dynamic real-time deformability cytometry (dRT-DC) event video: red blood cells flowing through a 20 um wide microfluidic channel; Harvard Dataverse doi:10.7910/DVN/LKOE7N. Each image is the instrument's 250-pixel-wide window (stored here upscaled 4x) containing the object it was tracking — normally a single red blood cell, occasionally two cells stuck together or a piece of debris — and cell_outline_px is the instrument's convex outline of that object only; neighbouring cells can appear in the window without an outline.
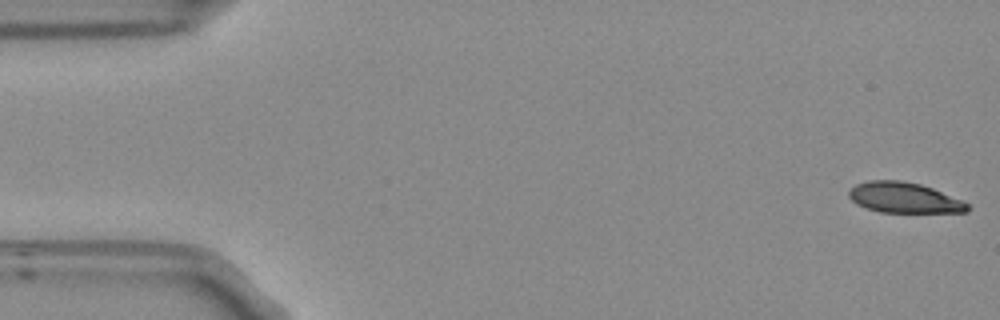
{"species": "Egyptian fruit bat (a non-hibernating species)", "species_latin": "Rousettus aegyptiacus", "temperature_condition": "room temperature", "stored_images_in_passage": 48, "camera_frame_rate_fps": 3000, "um_per_image_px": 0.085, "frame": {"image": 1, "passage_image": 1, "time_ms": 0.0, "image_size_px": [1000, 320], "cell_outline_px": [[972, 208], [968, 212], [880, 212], [856, 204], [848, 196], [848, 192], [856, 184], [868, 180], [900, 180], [920, 184], [932, 188], [964, 200]], "centroid_in_image_um": [76.88, 16.8], "position_along_channel_um": 8.1, "area_um2": 21.15}}
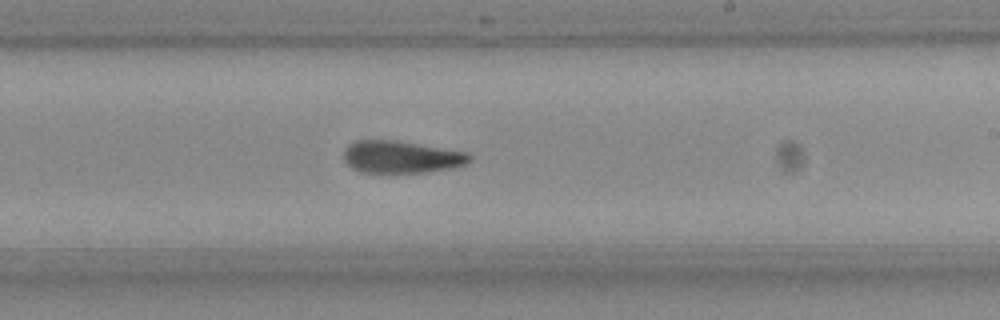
{"frame": {"image": 2, "passage_image": 31, "time_ms": 10.0, "image_size_px": [1000, 320], "cell_outline_px": [[472, 160], [468, 164], [452, 168], [424, 172], [360, 172], [352, 168], [344, 160], [344, 148], [348, 144], [356, 140], [392, 140], [468, 152], [472, 156]], "centroid_in_image_um": [34.12, 13.34], "position_along_channel_um": 254.9, "area_um2": 23.64}}
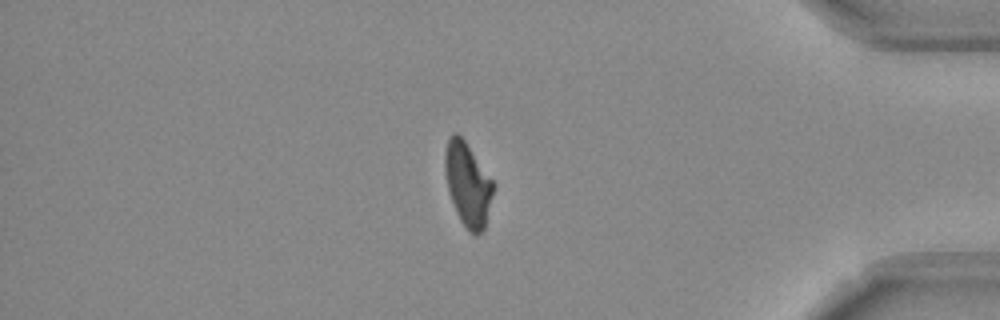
{"frame": {"image": 3, "passage_image": 45, "time_ms": 14.667, "image_size_px": [1000, 320], "cell_outline_px": [[496, 184], [484, 228], [476, 236], [468, 232], [460, 220], [456, 212], [448, 192], [444, 172], [444, 152], [448, 140], [452, 132], [456, 132], [464, 140]], "centroid_in_image_um": [39.75, 15.67], "position_along_channel_um": 395.5, "area_um2": 23.76}, "authors_computed_cell_mechanics": {"area_um2": 24.1026, "velocity_mm_per_s": 3.7569, "shape_relaxation_time_tau1_ms": 9.099, "shape_relaxation_time_tau2_ms": 5.4218, "deformation_change_tau1": 0.2038, "deformation_change_tau2": 0.1323}}